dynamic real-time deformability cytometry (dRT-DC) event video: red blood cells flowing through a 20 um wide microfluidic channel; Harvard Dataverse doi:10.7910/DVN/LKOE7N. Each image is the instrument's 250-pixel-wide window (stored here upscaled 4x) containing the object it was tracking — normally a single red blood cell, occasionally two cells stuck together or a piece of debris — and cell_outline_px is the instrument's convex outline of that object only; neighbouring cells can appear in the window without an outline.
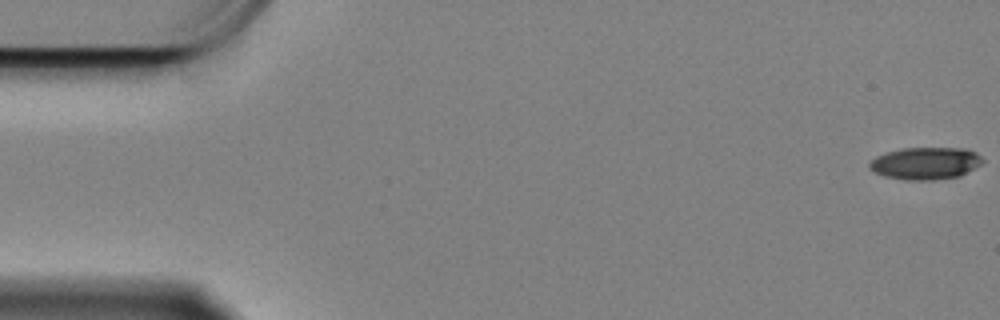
{"species": "Egyptian fruit bat (a non-hibernating species)", "species_latin": "Rousettus aegyptiacus", "temperature_condition": "cold", "stored_images_in_passage": 53, "camera_frame_rate_fps": 3000, "um_per_image_px": 0.085, "animal": {"sex": "female"}, "frame": {"image": 1, "passage_image": 1, "time_ms": 0.0, "image_size_px": [1000, 320], "cell_outline_px": [[984, 160], [980, 164], [960, 176], [932, 180], [904, 180], [884, 176], [868, 168], [868, 164], [876, 156], [888, 152], [904, 148], [964, 148], [976, 152]], "centroid_in_image_um": [78.66, 13.88], "position_along_channel_um": 6.3, "area_um2": 21.15}}
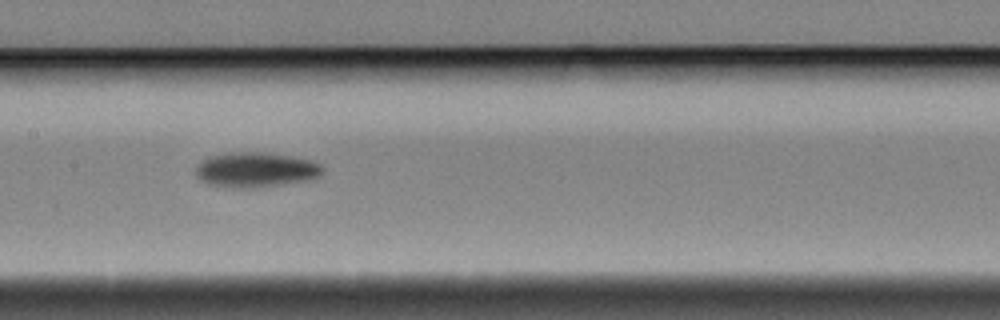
{"frame": {"image": 2, "passage_image": 29, "time_ms": 9.333, "image_size_px": [1000, 320], "cell_outline_px": [[324, 172], [320, 176], [308, 180], [284, 184], [252, 188], [232, 188], [208, 184], [200, 180], [196, 176], [196, 164], [208, 156], [228, 152], [260, 152], [288, 156], [312, 160], [320, 164], [324, 168]], "centroid_in_image_um": [21.71, 14.43], "position_along_channel_um": 185.7, "area_um2": 26.13}}
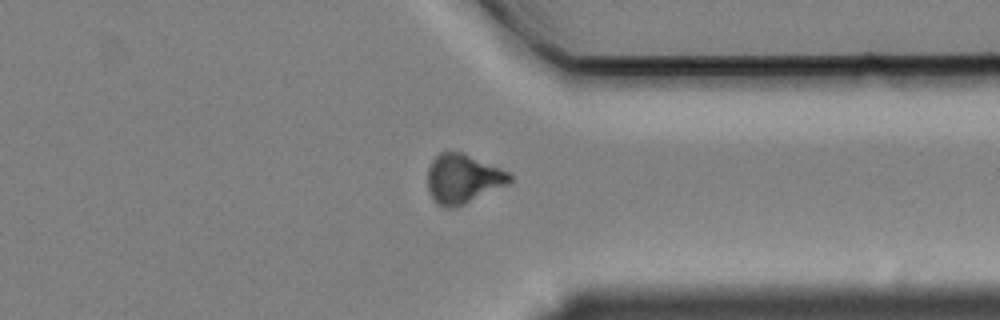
{"frame": {"image": 3, "passage_image": 46, "time_ms": 15.0, "image_size_px": [1000, 320], "cell_outline_px": [[512, 180], [508, 184], [456, 208], [444, 208], [436, 204], [428, 192], [428, 168], [432, 160], [440, 152], [460, 152], [500, 168], [508, 172], [512, 176]], "centroid_in_image_um": [39.32, 15.22], "position_along_channel_um": 372.1, "area_um2": 23.47}}